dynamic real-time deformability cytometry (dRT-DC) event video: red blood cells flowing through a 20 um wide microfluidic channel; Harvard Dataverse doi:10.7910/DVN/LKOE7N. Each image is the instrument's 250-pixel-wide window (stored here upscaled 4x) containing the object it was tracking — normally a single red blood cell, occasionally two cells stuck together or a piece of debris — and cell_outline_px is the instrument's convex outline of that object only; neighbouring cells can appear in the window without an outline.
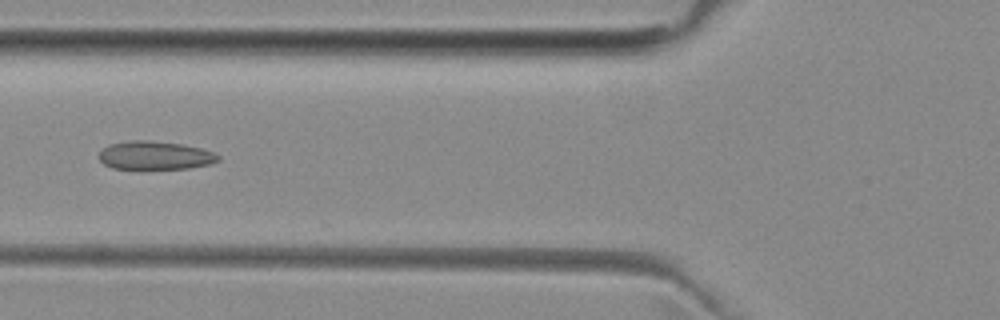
{"species": "common noctule bat (a hibernating species)", "species_latin": "Nyctalus noctula", "temperature_condition": "room temperature", "stored_images_in_passage": 17, "camera_frame_rate_fps": 3000, "um_per_image_px": 0.085, "animal": {"sex": "female", "body_mass_g": 29.2, "forearm_length_mm": 56.3}, "frame": {"image": 1, "passage_image": 12, "time_ms": 3.667, "image_size_px": [1000, 320], "cell_outline_px": [[220, 160], [212, 164], [188, 168], [112, 168], [104, 164], [100, 160], [100, 152], [108, 144], [128, 140], [148, 140], [180, 144], [200, 148], [212, 152], [220, 156]], "centroid_in_image_um": [13.18, 13.2], "position_along_channel_um": 112.6, "area_um2": 19.54}}
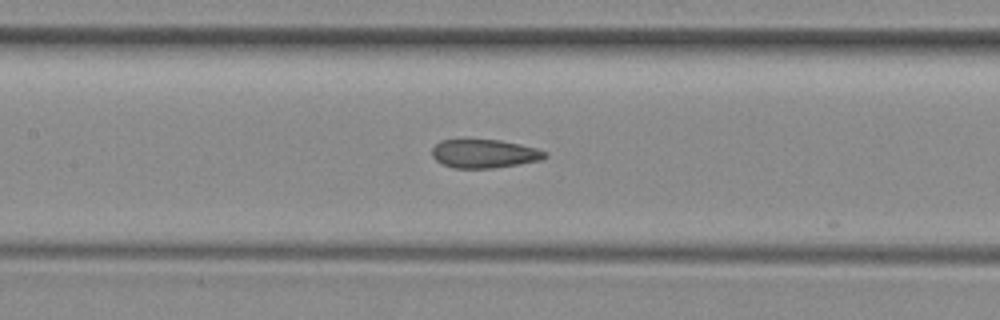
{"frame": {"image": 2, "passage_image": 16, "time_ms": 5.0, "image_size_px": [1000, 320], "cell_outline_px": [[548, 156], [544, 160], [520, 164], [492, 168], [456, 168], [444, 164], [436, 160], [432, 156], [432, 148], [440, 140], [500, 140], [520, 144], [536, 148], [548, 152]], "centroid_in_image_um": [41.22, 13.06], "position_along_channel_um": 166.2, "area_um2": 18.84}}